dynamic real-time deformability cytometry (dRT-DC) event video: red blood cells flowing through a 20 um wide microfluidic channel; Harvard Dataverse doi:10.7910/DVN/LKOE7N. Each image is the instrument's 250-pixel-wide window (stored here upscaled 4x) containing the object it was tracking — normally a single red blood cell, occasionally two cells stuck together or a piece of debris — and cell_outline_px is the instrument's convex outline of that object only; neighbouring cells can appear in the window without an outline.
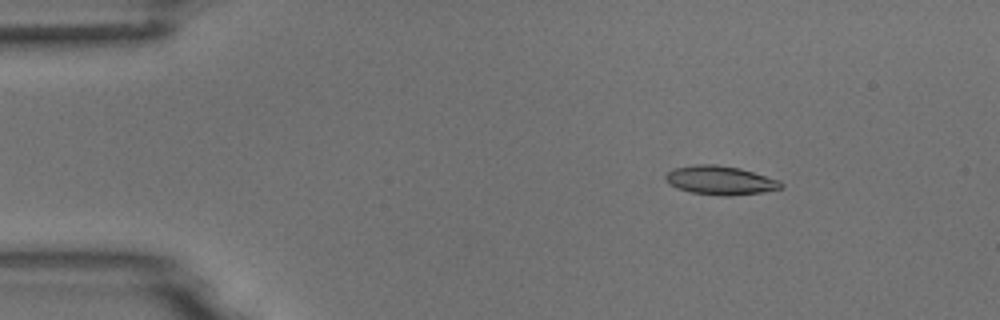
{"species": "common noctule bat (a hibernating species)", "species_latin": "Nyctalus noctula", "temperature_condition": "room temperature", "stored_images_in_passage": 4, "camera_frame_rate_fps": 3000, "um_per_image_px": 0.085, "animal": {"sex": "male", "body_mass_g": 18.8}, "frame": {"image": 1, "passage_image": 2, "time_ms": 1.333, "image_size_px": [1000, 320], "cell_outline_px": [[784, 188], [764, 192], [732, 196], [720, 196], [692, 192], [676, 188], [668, 184], [664, 180], [664, 176], [672, 168], [696, 164], [716, 164], [740, 168], [780, 180], [784, 184]], "centroid_in_image_um": [61.22, 15.33], "position_along_channel_um": 23.8, "area_um2": 19.77}}